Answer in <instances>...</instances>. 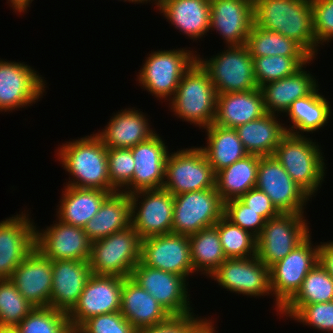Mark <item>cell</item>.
I'll list each match as a JSON object with an SVG mask.
<instances>
[{"mask_svg": "<svg viewBox=\"0 0 333 333\" xmlns=\"http://www.w3.org/2000/svg\"><path fill=\"white\" fill-rule=\"evenodd\" d=\"M254 25L297 42L312 58L318 54L311 0H253Z\"/></svg>", "mask_w": 333, "mask_h": 333, "instance_id": "cell-1", "label": "cell"}, {"mask_svg": "<svg viewBox=\"0 0 333 333\" xmlns=\"http://www.w3.org/2000/svg\"><path fill=\"white\" fill-rule=\"evenodd\" d=\"M57 151L61 166L73 176L66 185L118 192L110 183L107 147L96 133L62 143Z\"/></svg>", "mask_w": 333, "mask_h": 333, "instance_id": "cell-2", "label": "cell"}, {"mask_svg": "<svg viewBox=\"0 0 333 333\" xmlns=\"http://www.w3.org/2000/svg\"><path fill=\"white\" fill-rule=\"evenodd\" d=\"M216 105L215 86L208 72L196 61L180 80L169 108L182 121L205 129L214 123Z\"/></svg>", "mask_w": 333, "mask_h": 333, "instance_id": "cell-3", "label": "cell"}, {"mask_svg": "<svg viewBox=\"0 0 333 333\" xmlns=\"http://www.w3.org/2000/svg\"><path fill=\"white\" fill-rule=\"evenodd\" d=\"M318 142L307 135L287 133L279 142L274 157L293 181L312 199L322 186L326 175L325 160ZM315 194V195H314Z\"/></svg>", "mask_w": 333, "mask_h": 333, "instance_id": "cell-4", "label": "cell"}, {"mask_svg": "<svg viewBox=\"0 0 333 333\" xmlns=\"http://www.w3.org/2000/svg\"><path fill=\"white\" fill-rule=\"evenodd\" d=\"M197 51L186 48L156 50L146 57L137 80L158 100L170 101L184 74L197 61Z\"/></svg>", "mask_w": 333, "mask_h": 333, "instance_id": "cell-5", "label": "cell"}, {"mask_svg": "<svg viewBox=\"0 0 333 333\" xmlns=\"http://www.w3.org/2000/svg\"><path fill=\"white\" fill-rule=\"evenodd\" d=\"M142 238L132 226L91 242L92 274L129 278L141 259Z\"/></svg>", "mask_w": 333, "mask_h": 333, "instance_id": "cell-6", "label": "cell"}, {"mask_svg": "<svg viewBox=\"0 0 333 333\" xmlns=\"http://www.w3.org/2000/svg\"><path fill=\"white\" fill-rule=\"evenodd\" d=\"M197 61L210 75L217 94L258 88L254 78L253 58L246 44L226 46V50L211 56L210 59L197 55Z\"/></svg>", "mask_w": 333, "mask_h": 333, "instance_id": "cell-7", "label": "cell"}, {"mask_svg": "<svg viewBox=\"0 0 333 333\" xmlns=\"http://www.w3.org/2000/svg\"><path fill=\"white\" fill-rule=\"evenodd\" d=\"M311 234L285 258L269 267L270 288L275 310L281 309L296 295L309 271L319 262V245L314 246Z\"/></svg>", "mask_w": 333, "mask_h": 333, "instance_id": "cell-8", "label": "cell"}, {"mask_svg": "<svg viewBox=\"0 0 333 333\" xmlns=\"http://www.w3.org/2000/svg\"><path fill=\"white\" fill-rule=\"evenodd\" d=\"M173 195L215 188V173L200 147L168 154L163 187Z\"/></svg>", "mask_w": 333, "mask_h": 333, "instance_id": "cell-9", "label": "cell"}, {"mask_svg": "<svg viewBox=\"0 0 333 333\" xmlns=\"http://www.w3.org/2000/svg\"><path fill=\"white\" fill-rule=\"evenodd\" d=\"M303 213H281L269 219L257 237L256 256L268 267L285 258L311 233Z\"/></svg>", "mask_w": 333, "mask_h": 333, "instance_id": "cell-10", "label": "cell"}, {"mask_svg": "<svg viewBox=\"0 0 333 333\" xmlns=\"http://www.w3.org/2000/svg\"><path fill=\"white\" fill-rule=\"evenodd\" d=\"M224 215V202L215 188L174 195L171 233L190 236L214 226Z\"/></svg>", "mask_w": 333, "mask_h": 333, "instance_id": "cell-11", "label": "cell"}, {"mask_svg": "<svg viewBox=\"0 0 333 333\" xmlns=\"http://www.w3.org/2000/svg\"><path fill=\"white\" fill-rule=\"evenodd\" d=\"M129 196L131 226L142 239L171 233L174 208L172 193L159 188L137 191Z\"/></svg>", "mask_w": 333, "mask_h": 333, "instance_id": "cell-12", "label": "cell"}, {"mask_svg": "<svg viewBox=\"0 0 333 333\" xmlns=\"http://www.w3.org/2000/svg\"><path fill=\"white\" fill-rule=\"evenodd\" d=\"M24 63L0 59V112L30 107L46 92V80Z\"/></svg>", "mask_w": 333, "mask_h": 333, "instance_id": "cell-13", "label": "cell"}, {"mask_svg": "<svg viewBox=\"0 0 333 333\" xmlns=\"http://www.w3.org/2000/svg\"><path fill=\"white\" fill-rule=\"evenodd\" d=\"M130 278L150 293L171 315L193 312L188 294L190 290L187 287L189 282L185 277L146 266L139 261Z\"/></svg>", "mask_w": 333, "mask_h": 333, "instance_id": "cell-14", "label": "cell"}, {"mask_svg": "<svg viewBox=\"0 0 333 333\" xmlns=\"http://www.w3.org/2000/svg\"><path fill=\"white\" fill-rule=\"evenodd\" d=\"M256 188L270 198L280 213H304L306 202L311 201L274 155L260 157Z\"/></svg>", "mask_w": 333, "mask_h": 333, "instance_id": "cell-15", "label": "cell"}, {"mask_svg": "<svg viewBox=\"0 0 333 333\" xmlns=\"http://www.w3.org/2000/svg\"><path fill=\"white\" fill-rule=\"evenodd\" d=\"M226 291L243 296H272L269 267L257 256L226 259L210 276Z\"/></svg>", "mask_w": 333, "mask_h": 333, "instance_id": "cell-16", "label": "cell"}, {"mask_svg": "<svg viewBox=\"0 0 333 333\" xmlns=\"http://www.w3.org/2000/svg\"><path fill=\"white\" fill-rule=\"evenodd\" d=\"M125 278L92 274L74 308L67 314L69 324L80 327L89 318L120 311Z\"/></svg>", "mask_w": 333, "mask_h": 333, "instance_id": "cell-17", "label": "cell"}, {"mask_svg": "<svg viewBox=\"0 0 333 333\" xmlns=\"http://www.w3.org/2000/svg\"><path fill=\"white\" fill-rule=\"evenodd\" d=\"M140 262L188 280L194 274L189 236L170 233L142 239Z\"/></svg>", "mask_w": 333, "mask_h": 333, "instance_id": "cell-18", "label": "cell"}, {"mask_svg": "<svg viewBox=\"0 0 333 333\" xmlns=\"http://www.w3.org/2000/svg\"><path fill=\"white\" fill-rule=\"evenodd\" d=\"M54 222L45 230L35 227V248L52 261H88L91 241L83 228L62 223L57 218Z\"/></svg>", "mask_w": 333, "mask_h": 333, "instance_id": "cell-19", "label": "cell"}, {"mask_svg": "<svg viewBox=\"0 0 333 333\" xmlns=\"http://www.w3.org/2000/svg\"><path fill=\"white\" fill-rule=\"evenodd\" d=\"M25 211L0 222V279H9L35 248L36 224Z\"/></svg>", "mask_w": 333, "mask_h": 333, "instance_id": "cell-20", "label": "cell"}, {"mask_svg": "<svg viewBox=\"0 0 333 333\" xmlns=\"http://www.w3.org/2000/svg\"><path fill=\"white\" fill-rule=\"evenodd\" d=\"M165 141L156 133L150 139L130 148L134 158L132 181L121 192L128 195L150 189L163 187L165 180V163L169 154Z\"/></svg>", "mask_w": 333, "mask_h": 333, "instance_id": "cell-21", "label": "cell"}, {"mask_svg": "<svg viewBox=\"0 0 333 333\" xmlns=\"http://www.w3.org/2000/svg\"><path fill=\"white\" fill-rule=\"evenodd\" d=\"M254 24L253 0H210V30H216L226 46H240Z\"/></svg>", "mask_w": 333, "mask_h": 333, "instance_id": "cell-22", "label": "cell"}, {"mask_svg": "<svg viewBox=\"0 0 333 333\" xmlns=\"http://www.w3.org/2000/svg\"><path fill=\"white\" fill-rule=\"evenodd\" d=\"M11 282L34 307H49L52 289V260L34 248L14 270Z\"/></svg>", "mask_w": 333, "mask_h": 333, "instance_id": "cell-23", "label": "cell"}, {"mask_svg": "<svg viewBox=\"0 0 333 333\" xmlns=\"http://www.w3.org/2000/svg\"><path fill=\"white\" fill-rule=\"evenodd\" d=\"M92 275L87 260L52 261V289L49 307L69 313Z\"/></svg>", "mask_w": 333, "mask_h": 333, "instance_id": "cell-24", "label": "cell"}, {"mask_svg": "<svg viewBox=\"0 0 333 333\" xmlns=\"http://www.w3.org/2000/svg\"><path fill=\"white\" fill-rule=\"evenodd\" d=\"M146 116L135 107L122 109L114 113L108 125L96 134L107 148H132L157 133L150 128L152 125Z\"/></svg>", "mask_w": 333, "mask_h": 333, "instance_id": "cell-25", "label": "cell"}, {"mask_svg": "<svg viewBox=\"0 0 333 333\" xmlns=\"http://www.w3.org/2000/svg\"><path fill=\"white\" fill-rule=\"evenodd\" d=\"M151 3L167 22L193 41L205 37L210 30V0H153Z\"/></svg>", "mask_w": 333, "mask_h": 333, "instance_id": "cell-26", "label": "cell"}, {"mask_svg": "<svg viewBox=\"0 0 333 333\" xmlns=\"http://www.w3.org/2000/svg\"><path fill=\"white\" fill-rule=\"evenodd\" d=\"M313 59L316 58H311L294 74L260 87L266 113L285 114L294 101L310 95L319 87L314 75L305 70L307 64L309 65Z\"/></svg>", "mask_w": 333, "mask_h": 333, "instance_id": "cell-27", "label": "cell"}, {"mask_svg": "<svg viewBox=\"0 0 333 333\" xmlns=\"http://www.w3.org/2000/svg\"><path fill=\"white\" fill-rule=\"evenodd\" d=\"M120 313L136 331L162 323L171 316L150 293L130 277L123 281Z\"/></svg>", "mask_w": 333, "mask_h": 333, "instance_id": "cell-28", "label": "cell"}, {"mask_svg": "<svg viewBox=\"0 0 333 333\" xmlns=\"http://www.w3.org/2000/svg\"><path fill=\"white\" fill-rule=\"evenodd\" d=\"M266 114L260 88L252 91L217 94L214 124L236 129Z\"/></svg>", "mask_w": 333, "mask_h": 333, "instance_id": "cell-29", "label": "cell"}, {"mask_svg": "<svg viewBox=\"0 0 333 333\" xmlns=\"http://www.w3.org/2000/svg\"><path fill=\"white\" fill-rule=\"evenodd\" d=\"M64 190V191H63ZM57 205V219L62 223L84 227L99 211L104 200L111 194L100 189L64 186Z\"/></svg>", "mask_w": 333, "mask_h": 333, "instance_id": "cell-30", "label": "cell"}, {"mask_svg": "<svg viewBox=\"0 0 333 333\" xmlns=\"http://www.w3.org/2000/svg\"><path fill=\"white\" fill-rule=\"evenodd\" d=\"M131 226V200L124 192L110 194L83 230L91 242Z\"/></svg>", "mask_w": 333, "mask_h": 333, "instance_id": "cell-31", "label": "cell"}, {"mask_svg": "<svg viewBox=\"0 0 333 333\" xmlns=\"http://www.w3.org/2000/svg\"><path fill=\"white\" fill-rule=\"evenodd\" d=\"M279 115L266 113L261 118L242 124L235 130L248 154L270 156L287 134Z\"/></svg>", "mask_w": 333, "mask_h": 333, "instance_id": "cell-32", "label": "cell"}, {"mask_svg": "<svg viewBox=\"0 0 333 333\" xmlns=\"http://www.w3.org/2000/svg\"><path fill=\"white\" fill-rule=\"evenodd\" d=\"M318 90L320 89L317 87L310 95L291 104L285 114L293 125H285L287 133L304 136V132L312 134L327 126L332 107L329 100Z\"/></svg>", "mask_w": 333, "mask_h": 333, "instance_id": "cell-33", "label": "cell"}, {"mask_svg": "<svg viewBox=\"0 0 333 333\" xmlns=\"http://www.w3.org/2000/svg\"><path fill=\"white\" fill-rule=\"evenodd\" d=\"M260 157L248 154L215 173V189L224 203L239 199L248 190L256 187Z\"/></svg>", "mask_w": 333, "mask_h": 333, "instance_id": "cell-34", "label": "cell"}, {"mask_svg": "<svg viewBox=\"0 0 333 333\" xmlns=\"http://www.w3.org/2000/svg\"><path fill=\"white\" fill-rule=\"evenodd\" d=\"M205 131L207 146H200V148L214 173L248 155L235 129L224 128L213 123L205 128Z\"/></svg>", "mask_w": 333, "mask_h": 333, "instance_id": "cell-35", "label": "cell"}, {"mask_svg": "<svg viewBox=\"0 0 333 333\" xmlns=\"http://www.w3.org/2000/svg\"><path fill=\"white\" fill-rule=\"evenodd\" d=\"M191 264L195 274L199 272L207 277L217 270L226 260L218 229L215 226L204 228L189 236Z\"/></svg>", "mask_w": 333, "mask_h": 333, "instance_id": "cell-36", "label": "cell"}, {"mask_svg": "<svg viewBox=\"0 0 333 333\" xmlns=\"http://www.w3.org/2000/svg\"><path fill=\"white\" fill-rule=\"evenodd\" d=\"M246 46L252 57L261 56H310L297 42L274 31L264 30L253 24Z\"/></svg>", "mask_w": 333, "mask_h": 333, "instance_id": "cell-37", "label": "cell"}, {"mask_svg": "<svg viewBox=\"0 0 333 333\" xmlns=\"http://www.w3.org/2000/svg\"><path fill=\"white\" fill-rule=\"evenodd\" d=\"M254 78L258 88L269 82L277 81L294 74L305 65L311 56H261L252 57Z\"/></svg>", "mask_w": 333, "mask_h": 333, "instance_id": "cell-38", "label": "cell"}, {"mask_svg": "<svg viewBox=\"0 0 333 333\" xmlns=\"http://www.w3.org/2000/svg\"><path fill=\"white\" fill-rule=\"evenodd\" d=\"M227 259L248 258L256 255V237L233 224L224 215L214 225Z\"/></svg>", "mask_w": 333, "mask_h": 333, "instance_id": "cell-39", "label": "cell"}, {"mask_svg": "<svg viewBox=\"0 0 333 333\" xmlns=\"http://www.w3.org/2000/svg\"><path fill=\"white\" fill-rule=\"evenodd\" d=\"M333 301V278L318 262L305 277L300 290L287 304H313Z\"/></svg>", "mask_w": 333, "mask_h": 333, "instance_id": "cell-40", "label": "cell"}, {"mask_svg": "<svg viewBox=\"0 0 333 333\" xmlns=\"http://www.w3.org/2000/svg\"><path fill=\"white\" fill-rule=\"evenodd\" d=\"M303 325L333 333V301L313 304H286L280 312Z\"/></svg>", "mask_w": 333, "mask_h": 333, "instance_id": "cell-41", "label": "cell"}, {"mask_svg": "<svg viewBox=\"0 0 333 333\" xmlns=\"http://www.w3.org/2000/svg\"><path fill=\"white\" fill-rule=\"evenodd\" d=\"M33 308L10 279H0L1 326H17Z\"/></svg>", "mask_w": 333, "mask_h": 333, "instance_id": "cell-42", "label": "cell"}, {"mask_svg": "<svg viewBox=\"0 0 333 333\" xmlns=\"http://www.w3.org/2000/svg\"><path fill=\"white\" fill-rule=\"evenodd\" d=\"M68 325L67 313L52 307H34L17 326L21 333H61Z\"/></svg>", "mask_w": 333, "mask_h": 333, "instance_id": "cell-43", "label": "cell"}, {"mask_svg": "<svg viewBox=\"0 0 333 333\" xmlns=\"http://www.w3.org/2000/svg\"><path fill=\"white\" fill-rule=\"evenodd\" d=\"M108 173L111 185L121 192L133 179L134 158L130 148H107Z\"/></svg>", "mask_w": 333, "mask_h": 333, "instance_id": "cell-44", "label": "cell"}, {"mask_svg": "<svg viewBox=\"0 0 333 333\" xmlns=\"http://www.w3.org/2000/svg\"><path fill=\"white\" fill-rule=\"evenodd\" d=\"M224 216L256 238L260 235L266 222L260 214L244 205L239 199L224 203Z\"/></svg>", "mask_w": 333, "mask_h": 333, "instance_id": "cell-45", "label": "cell"}, {"mask_svg": "<svg viewBox=\"0 0 333 333\" xmlns=\"http://www.w3.org/2000/svg\"><path fill=\"white\" fill-rule=\"evenodd\" d=\"M313 30L320 47L333 40V0H311Z\"/></svg>", "mask_w": 333, "mask_h": 333, "instance_id": "cell-46", "label": "cell"}, {"mask_svg": "<svg viewBox=\"0 0 333 333\" xmlns=\"http://www.w3.org/2000/svg\"><path fill=\"white\" fill-rule=\"evenodd\" d=\"M79 333H136L135 328L120 311L96 315L86 320Z\"/></svg>", "mask_w": 333, "mask_h": 333, "instance_id": "cell-47", "label": "cell"}, {"mask_svg": "<svg viewBox=\"0 0 333 333\" xmlns=\"http://www.w3.org/2000/svg\"><path fill=\"white\" fill-rule=\"evenodd\" d=\"M171 315L166 321L136 331V333H193L207 318L198 314Z\"/></svg>", "mask_w": 333, "mask_h": 333, "instance_id": "cell-48", "label": "cell"}, {"mask_svg": "<svg viewBox=\"0 0 333 333\" xmlns=\"http://www.w3.org/2000/svg\"><path fill=\"white\" fill-rule=\"evenodd\" d=\"M239 200L244 205L260 214L266 221L281 214L272 204L270 198L256 187L248 190Z\"/></svg>", "mask_w": 333, "mask_h": 333, "instance_id": "cell-49", "label": "cell"}, {"mask_svg": "<svg viewBox=\"0 0 333 333\" xmlns=\"http://www.w3.org/2000/svg\"><path fill=\"white\" fill-rule=\"evenodd\" d=\"M319 263L333 278V241L320 242Z\"/></svg>", "mask_w": 333, "mask_h": 333, "instance_id": "cell-50", "label": "cell"}, {"mask_svg": "<svg viewBox=\"0 0 333 333\" xmlns=\"http://www.w3.org/2000/svg\"><path fill=\"white\" fill-rule=\"evenodd\" d=\"M8 3H10V7L15 11V13H19V15L22 13L27 12V8L31 7L30 4L34 0H7Z\"/></svg>", "mask_w": 333, "mask_h": 333, "instance_id": "cell-51", "label": "cell"}, {"mask_svg": "<svg viewBox=\"0 0 333 333\" xmlns=\"http://www.w3.org/2000/svg\"><path fill=\"white\" fill-rule=\"evenodd\" d=\"M214 321L209 319H206L193 333H218V331L215 330L216 327H214Z\"/></svg>", "mask_w": 333, "mask_h": 333, "instance_id": "cell-52", "label": "cell"}, {"mask_svg": "<svg viewBox=\"0 0 333 333\" xmlns=\"http://www.w3.org/2000/svg\"><path fill=\"white\" fill-rule=\"evenodd\" d=\"M0 333H21L18 326H1Z\"/></svg>", "mask_w": 333, "mask_h": 333, "instance_id": "cell-53", "label": "cell"}, {"mask_svg": "<svg viewBox=\"0 0 333 333\" xmlns=\"http://www.w3.org/2000/svg\"><path fill=\"white\" fill-rule=\"evenodd\" d=\"M80 329L74 325L69 324L61 333H79Z\"/></svg>", "mask_w": 333, "mask_h": 333, "instance_id": "cell-54", "label": "cell"}, {"mask_svg": "<svg viewBox=\"0 0 333 333\" xmlns=\"http://www.w3.org/2000/svg\"><path fill=\"white\" fill-rule=\"evenodd\" d=\"M121 1V0H120ZM124 2H131V3H133L134 2V4H139V3H145L146 2V4L149 2L150 3V1H153V0H123Z\"/></svg>", "mask_w": 333, "mask_h": 333, "instance_id": "cell-55", "label": "cell"}]
</instances>
